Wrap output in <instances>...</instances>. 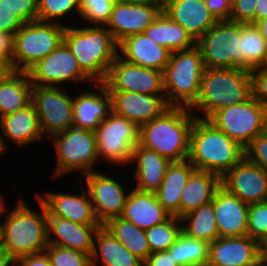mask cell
<instances>
[{
	"label": "cell",
	"mask_w": 267,
	"mask_h": 266,
	"mask_svg": "<svg viewBox=\"0 0 267 266\" xmlns=\"http://www.w3.org/2000/svg\"><path fill=\"white\" fill-rule=\"evenodd\" d=\"M143 266H179L173 253L169 250L155 252L148 256L143 262Z\"/></svg>",
	"instance_id": "obj_50"
},
{
	"label": "cell",
	"mask_w": 267,
	"mask_h": 266,
	"mask_svg": "<svg viewBox=\"0 0 267 266\" xmlns=\"http://www.w3.org/2000/svg\"><path fill=\"white\" fill-rule=\"evenodd\" d=\"M245 157V149L206 119L195 118L188 160L196 170L222 178Z\"/></svg>",
	"instance_id": "obj_4"
},
{
	"label": "cell",
	"mask_w": 267,
	"mask_h": 266,
	"mask_svg": "<svg viewBox=\"0 0 267 266\" xmlns=\"http://www.w3.org/2000/svg\"><path fill=\"white\" fill-rule=\"evenodd\" d=\"M254 25L259 30L260 34L266 39L267 41V17L257 20Z\"/></svg>",
	"instance_id": "obj_55"
},
{
	"label": "cell",
	"mask_w": 267,
	"mask_h": 266,
	"mask_svg": "<svg viewBox=\"0 0 267 266\" xmlns=\"http://www.w3.org/2000/svg\"><path fill=\"white\" fill-rule=\"evenodd\" d=\"M126 1L139 4L157 5L163 10L166 0H126Z\"/></svg>",
	"instance_id": "obj_56"
},
{
	"label": "cell",
	"mask_w": 267,
	"mask_h": 266,
	"mask_svg": "<svg viewBox=\"0 0 267 266\" xmlns=\"http://www.w3.org/2000/svg\"><path fill=\"white\" fill-rule=\"evenodd\" d=\"M14 35L0 31V60L12 70Z\"/></svg>",
	"instance_id": "obj_49"
},
{
	"label": "cell",
	"mask_w": 267,
	"mask_h": 266,
	"mask_svg": "<svg viewBox=\"0 0 267 266\" xmlns=\"http://www.w3.org/2000/svg\"><path fill=\"white\" fill-rule=\"evenodd\" d=\"M245 157L267 171V130L256 136L245 148Z\"/></svg>",
	"instance_id": "obj_44"
},
{
	"label": "cell",
	"mask_w": 267,
	"mask_h": 266,
	"mask_svg": "<svg viewBox=\"0 0 267 266\" xmlns=\"http://www.w3.org/2000/svg\"><path fill=\"white\" fill-rule=\"evenodd\" d=\"M208 121L245 149L266 131L267 108L252 96L244 103L216 111Z\"/></svg>",
	"instance_id": "obj_10"
},
{
	"label": "cell",
	"mask_w": 267,
	"mask_h": 266,
	"mask_svg": "<svg viewBox=\"0 0 267 266\" xmlns=\"http://www.w3.org/2000/svg\"><path fill=\"white\" fill-rule=\"evenodd\" d=\"M253 97L267 108V68L251 70Z\"/></svg>",
	"instance_id": "obj_46"
},
{
	"label": "cell",
	"mask_w": 267,
	"mask_h": 266,
	"mask_svg": "<svg viewBox=\"0 0 267 266\" xmlns=\"http://www.w3.org/2000/svg\"><path fill=\"white\" fill-rule=\"evenodd\" d=\"M45 252L51 266H91V257L77 250L48 244Z\"/></svg>",
	"instance_id": "obj_41"
},
{
	"label": "cell",
	"mask_w": 267,
	"mask_h": 266,
	"mask_svg": "<svg viewBox=\"0 0 267 266\" xmlns=\"http://www.w3.org/2000/svg\"><path fill=\"white\" fill-rule=\"evenodd\" d=\"M241 68L251 71L265 65L267 41L254 24L240 23Z\"/></svg>",
	"instance_id": "obj_36"
},
{
	"label": "cell",
	"mask_w": 267,
	"mask_h": 266,
	"mask_svg": "<svg viewBox=\"0 0 267 266\" xmlns=\"http://www.w3.org/2000/svg\"><path fill=\"white\" fill-rule=\"evenodd\" d=\"M45 206L47 216H58L82 225H100L87 189L80 193L50 191L34 194Z\"/></svg>",
	"instance_id": "obj_19"
},
{
	"label": "cell",
	"mask_w": 267,
	"mask_h": 266,
	"mask_svg": "<svg viewBox=\"0 0 267 266\" xmlns=\"http://www.w3.org/2000/svg\"><path fill=\"white\" fill-rule=\"evenodd\" d=\"M259 0H232L229 20L244 24L255 23L256 6Z\"/></svg>",
	"instance_id": "obj_45"
},
{
	"label": "cell",
	"mask_w": 267,
	"mask_h": 266,
	"mask_svg": "<svg viewBox=\"0 0 267 266\" xmlns=\"http://www.w3.org/2000/svg\"><path fill=\"white\" fill-rule=\"evenodd\" d=\"M66 26L33 21L24 23L14 34L12 71L27 72L47 57L64 38Z\"/></svg>",
	"instance_id": "obj_8"
},
{
	"label": "cell",
	"mask_w": 267,
	"mask_h": 266,
	"mask_svg": "<svg viewBox=\"0 0 267 266\" xmlns=\"http://www.w3.org/2000/svg\"><path fill=\"white\" fill-rule=\"evenodd\" d=\"M32 85L65 87L72 82L90 86L93 82L81 71L77 59L62 42L47 57L39 60L28 71Z\"/></svg>",
	"instance_id": "obj_13"
},
{
	"label": "cell",
	"mask_w": 267,
	"mask_h": 266,
	"mask_svg": "<svg viewBox=\"0 0 267 266\" xmlns=\"http://www.w3.org/2000/svg\"><path fill=\"white\" fill-rule=\"evenodd\" d=\"M134 164V165H133ZM171 161L161 156L155 150L145 148L139 143L135 146L129 165L133 169L132 174L136 180L132 187L136 190L148 193H156L165 177V173Z\"/></svg>",
	"instance_id": "obj_26"
},
{
	"label": "cell",
	"mask_w": 267,
	"mask_h": 266,
	"mask_svg": "<svg viewBox=\"0 0 267 266\" xmlns=\"http://www.w3.org/2000/svg\"><path fill=\"white\" fill-rule=\"evenodd\" d=\"M267 17V0H259L256 6L255 22Z\"/></svg>",
	"instance_id": "obj_53"
},
{
	"label": "cell",
	"mask_w": 267,
	"mask_h": 266,
	"mask_svg": "<svg viewBox=\"0 0 267 266\" xmlns=\"http://www.w3.org/2000/svg\"><path fill=\"white\" fill-rule=\"evenodd\" d=\"M38 201V212L22 197L7 210L0 221V248L14 261L18 258L44 252L48 246L47 215L44 204ZM41 210V211H39Z\"/></svg>",
	"instance_id": "obj_1"
},
{
	"label": "cell",
	"mask_w": 267,
	"mask_h": 266,
	"mask_svg": "<svg viewBox=\"0 0 267 266\" xmlns=\"http://www.w3.org/2000/svg\"><path fill=\"white\" fill-rule=\"evenodd\" d=\"M205 66L199 48L171 53L163 72L167 103L174 107L190 108L197 100Z\"/></svg>",
	"instance_id": "obj_6"
},
{
	"label": "cell",
	"mask_w": 267,
	"mask_h": 266,
	"mask_svg": "<svg viewBox=\"0 0 267 266\" xmlns=\"http://www.w3.org/2000/svg\"><path fill=\"white\" fill-rule=\"evenodd\" d=\"M56 165L52 179L64 175L78 173L81 176L97 171L99 165L97 155L96 133L92 130L70 127L59 134L52 135Z\"/></svg>",
	"instance_id": "obj_7"
},
{
	"label": "cell",
	"mask_w": 267,
	"mask_h": 266,
	"mask_svg": "<svg viewBox=\"0 0 267 266\" xmlns=\"http://www.w3.org/2000/svg\"><path fill=\"white\" fill-rule=\"evenodd\" d=\"M32 87L28 72L10 70L0 80V118L28 105Z\"/></svg>",
	"instance_id": "obj_32"
},
{
	"label": "cell",
	"mask_w": 267,
	"mask_h": 266,
	"mask_svg": "<svg viewBox=\"0 0 267 266\" xmlns=\"http://www.w3.org/2000/svg\"><path fill=\"white\" fill-rule=\"evenodd\" d=\"M91 86L90 90L73 94L74 128L95 131L111 112V96L106 86L103 83Z\"/></svg>",
	"instance_id": "obj_23"
},
{
	"label": "cell",
	"mask_w": 267,
	"mask_h": 266,
	"mask_svg": "<svg viewBox=\"0 0 267 266\" xmlns=\"http://www.w3.org/2000/svg\"><path fill=\"white\" fill-rule=\"evenodd\" d=\"M5 196H3L2 193H0V217H5L7 210L9 209V206H5L6 200L4 199ZM4 215V216H1Z\"/></svg>",
	"instance_id": "obj_57"
},
{
	"label": "cell",
	"mask_w": 267,
	"mask_h": 266,
	"mask_svg": "<svg viewBox=\"0 0 267 266\" xmlns=\"http://www.w3.org/2000/svg\"><path fill=\"white\" fill-rule=\"evenodd\" d=\"M15 266H51L50 259L46 252L25 255L15 261Z\"/></svg>",
	"instance_id": "obj_51"
},
{
	"label": "cell",
	"mask_w": 267,
	"mask_h": 266,
	"mask_svg": "<svg viewBox=\"0 0 267 266\" xmlns=\"http://www.w3.org/2000/svg\"><path fill=\"white\" fill-rule=\"evenodd\" d=\"M207 266H261L259 242L251 237H219L209 243Z\"/></svg>",
	"instance_id": "obj_21"
},
{
	"label": "cell",
	"mask_w": 267,
	"mask_h": 266,
	"mask_svg": "<svg viewBox=\"0 0 267 266\" xmlns=\"http://www.w3.org/2000/svg\"><path fill=\"white\" fill-rule=\"evenodd\" d=\"M103 84L108 91L165 95L163 72L131 64L119 55L111 64Z\"/></svg>",
	"instance_id": "obj_15"
},
{
	"label": "cell",
	"mask_w": 267,
	"mask_h": 266,
	"mask_svg": "<svg viewBox=\"0 0 267 266\" xmlns=\"http://www.w3.org/2000/svg\"><path fill=\"white\" fill-rule=\"evenodd\" d=\"M22 25L12 11L0 4V31L14 35Z\"/></svg>",
	"instance_id": "obj_47"
},
{
	"label": "cell",
	"mask_w": 267,
	"mask_h": 266,
	"mask_svg": "<svg viewBox=\"0 0 267 266\" xmlns=\"http://www.w3.org/2000/svg\"><path fill=\"white\" fill-rule=\"evenodd\" d=\"M247 222L249 237L260 242L267 236V201L249 205Z\"/></svg>",
	"instance_id": "obj_42"
},
{
	"label": "cell",
	"mask_w": 267,
	"mask_h": 266,
	"mask_svg": "<svg viewBox=\"0 0 267 266\" xmlns=\"http://www.w3.org/2000/svg\"><path fill=\"white\" fill-rule=\"evenodd\" d=\"M252 96L251 71L242 68H205L199 96L189 110L196 118L208 120L216 111L244 103Z\"/></svg>",
	"instance_id": "obj_3"
},
{
	"label": "cell",
	"mask_w": 267,
	"mask_h": 266,
	"mask_svg": "<svg viewBox=\"0 0 267 266\" xmlns=\"http://www.w3.org/2000/svg\"><path fill=\"white\" fill-rule=\"evenodd\" d=\"M63 87H32V102L39 117L40 128L45 137L59 134L74 127L73 96Z\"/></svg>",
	"instance_id": "obj_12"
},
{
	"label": "cell",
	"mask_w": 267,
	"mask_h": 266,
	"mask_svg": "<svg viewBox=\"0 0 267 266\" xmlns=\"http://www.w3.org/2000/svg\"><path fill=\"white\" fill-rule=\"evenodd\" d=\"M171 53L145 33L128 36L118 44V55L125 61L161 72H164Z\"/></svg>",
	"instance_id": "obj_27"
},
{
	"label": "cell",
	"mask_w": 267,
	"mask_h": 266,
	"mask_svg": "<svg viewBox=\"0 0 267 266\" xmlns=\"http://www.w3.org/2000/svg\"><path fill=\"white\" fill-rule=\"evenodd\" d=\"M221 186L248 205L267 201V171L246 157L221 178Z\"/></svg>",
	"instance_id": "obj_17"
},
{
	"label": "cell",
	"mask_w": 267,
	"mask_h": 266,
	"mask_svg": "<svg viewBox=\"0 0 267 266\" xmlns=\"http://www.w3.org/2000/svg\"><path fill=\"white\" fill-rule=\"evenodd\" d=\"M44 139L32 101L16 112L0 118V144L5 153L9 151L8 143L12 142L16 148L25 149L28 145L44 142Z\"/></svg>",
	"instance_id": "obj_18"
},
{
	"label": "cell",
	"mask_w": 267,
	"mask_h": 266,
	"mask_svg": "<svg viewBox=\"0 0 267 266\" xmlns=\"http://www.w3.org/2000/svg\"><path fill=\"white\" fill-rule=\"evenodd\" d=\"M116 0H80L82 24L105 26L109 21ZM83 19V20H82Z\"/></svg>",
	"instance_id": "obj_40"
},
{
	"label": "cell",
	"mask_w": 267,
	"mask_h": 266,
	"mask_svg": "<svg viewBox=\"0 0 267 266\" xmlns=\"http://www.w3.org/2000/svg\"><path fill=\"white\" fill-rule=\"evenodd\" d=\"M111 176V177H110ZM83 186L86 185L93 210L100 225H105L110 219L120 217L123 213L126 199L131 189L123 186L115 176L106 171H92L83 176Z\"/></svg>",
	"instance_id": "obj_14"
},
{
	"label": "cell",
	"mask_w": 267,
	"mask_h": 266,
	"mask_svg": "<svg viewBox=\"0 0 267 266\" xmlns=\"http://www.w3.org/2000/svg\"><path fill=\"white\" fill-rule=\"evenodd\" d=\"M195 170L189 160L171 162L165 177L155 193L161 206L171 215L180 218L181 192L190 174Z\"/></svg>",
	"instance_id": "obj_30"
},
{
	"label": "cell",
	"mask_w": 267,
	"mask_h": 266,
	"mask_svg": "<svg viewBox=\"0 0 267 266\" xmlns=\"http://www.w3.org/2000/svg\"><path fill=\"white\" fill-rule=\"evenodd\" d=\"M163 11L195 41L218 21L204 0H166Z\"/></svg>",
	"instance_id": "obj_25"
},
{
	"label": "cell",
	"mask_w": 267,
	"mask_h": 266,
	"mask_svg": "<svg viewBox=\"0 0 267 266\" xmlns=\"http://www.w3.org/2000/svg\"><path fill=\"white\" fill-rule=\"evenodd\" d=\"M208 10L217 20H229L232 0H204Z\"/></svg>",
	"instance_id": "obj_48"
},
{
	"label": "cell",
	"mask_w": 267,
	"mask_h": 266,
	"mask_svg": "<svg viewBox=\"0 0 267 266\" xmlns=\"http://www.w3.org/2000/svg\"><path fill=\"white\" fill-rule=\"evenodd\" d=\"M24 24L37 21V0H0Z\"/></svg>",
	"instance_id": "obj_43"
},
{
	"label": "cell",
	"mask_w": 267,
	"mask_h": 266,
	"mask_svg": "<svg viewBox=\"0 0 267 266\" xmlns=\"http://www.w3.org/2000/svg\"><path fill=\"white\" fill-rule=\"evenodd\" d=\"M171 215L161 206L154 193L131 188L120 217L147 230L163 223Z\"/></svg>",
	"instance_id": "obj_28"
},
{
	"label": "cell",
	"mask_w": 267,
	"mask_h": 266,
	"mask_svg": "<svg viewBox=\"0 0 267 266\" xmlns=\"http://www.w3.org/2000/svg\"><path fill=\"white\" fill-rule=\"evenodd\" d=\"M77 23L78 20L66 26L63 42L77 59L81 71L93 83H103L118 56V43L105 26Z\"/></svg>",
	"instance_id": "obj_2"
},
{
	"label": "cell",
	"mask_w": 267,
	"mask_h": 266,
	"mask_svg": "<svg viewBox=\"0 0 267 266\" xmlns=\"http://www.w3.org/2000/svg\"><path fill=\"white\" fill-rule=\"evenodd\" d=\"M100 226L82 225L58 216H47L48 243L77 250L91 257L95 234Z\"/></svg>",
	"instance_id": "obj_24"
},
{
	"label": "cell",
	"mask_w": 267,
	"mask_h": 266,
	"mask_svg": "<svg viewBox=\"0 0 267 266\" xmlns=\"http://www.w3.org/2000/svg\"><path fill=\"white\" fill-rule=\"evenodd\" d=\"M220 237L247 236L249 205L220 186L211 201Z\"/></svg>",
	"instance_id": "obj_22"
},
{
	"label": "cell",
	"mask_w": 267,
	"mask_h": 266,
	"mask_svg": "<svg viewBox=\"0 0 267 266\" xmlns=\"http://www.w3.org/2000/svg\"><path fill=\"white\" fill-rule=\"evenodd\" d=\"M195 118L189 108L171 106L161 116L140 126L139 144L171 162L187 160Z\"/></svg>",
	"instance_id": "obj_5"
},
{
	"label": "cell",
	"mask_w": 267,
	"mask_h": 266,
	"mask_svg": "<svg viewBox=\"0 0 267 266\" xmlns=\"http://www.w3.org/2000/svg\"><path fill=\"white\" fill-rule=\"evenodd\" d=\"M181 223L182 233L190 238L210 243L220 237L212 202L182 216Z\"/></svg>",
	"instance_id": "obj_35"
},
{
	"label": "cell",
	"mask_w": 267,
	"mask_h": 266,
	"mask_svg": "<svg viewBox=\"0 0 267 266\" xmlns=\"http://www.w3.org/2000/svg\"><path fill=\"white\" fill-rule=\"evenodd\" d=\"M150 252L169 250L182 234L181 218L170 216L163 223L145 230Z\"/></svg>",
	"instance_id": "obj_38"
},
{
	"label": "cell",
	"mask_w": 267,
	"mask_h": 266,
	"mask_svg": "<svg viewBox=\"0 0 267 266\" xmlns=\"http://www.w3.org/2000/svg\"><path fill=\"white\" fill-rule=\"evenodd\" d=\"M179 266H207L209 243L182 233L169 249Z\"/></svg>",
	"instance_id": "obj_37"
},
{
	"label": "cell",
	"mask_w": 267,
	"mask_h": 266,
	"mask_svg": "<svg viewBox=\"0 0 267 266\" xmlns=\"http://www.w3.org/2000/svg\"><path fill=\"white\" fill-rule=\"evenodd\" d=\"M111 96V111L139 127L161 116L171 106L165 95L141 94L124 91H108Z\"/></svg>",
	"instance_id": "obj_20"
},
{
	"label": "cell",
	"mask_w": 267,
	"mask_h": 266,
	"mask_svg": "<svg viewBox=\"0 0 267 266\" xmlns=\"http://www.w3.org/2000/svg\"><path fill=\"white\" fill-rule=\"evenodd\" d=\"M10 71V68L0 60V80Z\"/></svg>",
	"instance_id": "obj_58"
},
{
	"label": "cell",
	"mask_w": 267,
	"mask_h": 266,
	"mask_svg": "<svg viewBox=\"0 0 267 266\" xmlns=\"http://www.w3.org/2000/svg\"><path fill=\"white\" fill-rule=\"evenodd\" d=\"M205 68H241L240 23L218 20L196 41Z\"/></svg>",
	"instance_id": "obj_11"
},
{
	"label": "cell",
	"mask_w": 267,
	"mask_h": 266,
	"mask_svg": "<svg viewBox=\"0 0 267 266\" xmlns=\"http://www.w3.org/2000/svg\"><path fill=\"white\" fill-rule=\"evenodd\" d=\"M0 266H15V261L0 248Z\"/></svg>",
	"instance_id": "obj_54"
},
{
	"label": "cell",
	"mask_w": 267,
	"mask_h": 266,
	"mask_svg": "<svg viewBox=\"0 0 267 266\" xmlns=\"http://www.w3.org/2000/svg\"><path fill=\"white\" fill-rule=\"evenodd\" d=\"M162 11L157 5L116 0L105 27L119 44L128 36L144 33Z\"/></svg>",
	"instance_id": "obj_16"
},
{
	"label": "cell",
	"mask_w": 267,
	"mask_h": 266,
	"mask_svg": "<svg viewBox=\"0 0 267 266\" xmlns=\"http://www.w3.org/2000/svg\"><path fill=\"white\" fill-rule=\"evenodd\" d=\"M143 266V262L128 251L103 225L94 238L91 266Z\"/></svg>",
	"instance_id": "obj_31"
},
{
	"label": "cell",
	"mask_w": 267,
	"mask_h": 266,
	"mask_svg": "<svg viewBox=\"0 0 267 266\" xmlns=\"http://www.w3.org/2000/svg\"><path fill=\"white\" fill-rule=\"evenodd\" d=\"M112 235L133 255L144 262L151 254L145 230L134 223L116 217L110 219L105 225Z\"/></svg>",
	"instance_id": "obj_34"
},
{
	"label": "cell",
	"mask_w": 267,
	"mask_h": 266,
	"mask_svg": "<svg viewBox=\"0 0 267 266\" xmlns=\"http://www.w3.org/2000/svg\"><path fill=\"white\" fill-rule=\"evenodd\" d=\"M220 186L221 178L218 175L195 169L181 192L180 218L194 209L210 203Z\"/></svg>",
	"instance_id": "obj_29"
},
{
	"label": "cell",
	"mask_w": 267,
	"mask_h": 266,
	"mask_svg": "<svg viewBox=\"0 0 267 266\" xmlns=\"http://www.w3.org/2000/svg\"><path fill=\"white\" fill-rule=\"evenodd\" d=\"M259 260L261 266H267V236L259 242Z\"/></svg>",
	"instance_id": "obj_52"
},
{
	"label": "cell",
	"mask_w": 267,
	"mask_h": 266,
	"mask_svg": "<svg viewBox=\"0 0 267 266\" xmlns=\"http://www.w3.org/2000/svg\"><path fill=\"white\" fill-rule=\"evenodd\" d=\"M37 13L38 21L67 26L68 16L71 17L74 14L75 18L76 14V18H80V0H37ZM61 19L66 22L62 23Z\"/></svg>",
	"instance_id": "obj_39"
},
{
	"label": "cell",
	"mask_w": 267,
	"mask_h": 266,
	"mask_svg": "<svg viewBox=\"0 0 267 266\" xmlns=\"http://www.w3.org/2000/svg\"><path fill=\"white\" fill-rule=\"evenodd\" d=\"M95 133L98 160L110 166L128 167L125 165L131 162L133 149L139 143L140 127L111 111Z\"/></svg>",
	"instance_id": "obj_9"
},
{
	"label": "cell",
	"mask_w": 267,
	"mask_h": 266,
	"mask_svg": "<svg viewBox=\"0 0 267 266\" xmlns=\"http://www.w3.org/2000/svg\"><path fill=\"white\" fill-rule=\"evenodd\" d=\"M158 45L171 52L190 49L196 45V41L185 29L174 22L164 11L144 32Z\"/></svg>",
	"instance_id": "obj_33"
},
{
	"label": "cell",
	"mask_w": 267,
	"mask_h": 266,
	"mask_svg": "<svg viewBox=\"0 0 267 266\" xmlns=\"http://www.w3.org/2000/svg\"><path fill=\"white\" fill-rule=\"evenodd\" d=\"M264 68H267V55H266V60H265Z\"/></svg>",
	"instance_id": "obj_60"
},
{
	"label": "cell",
	"mask_w": 267,
	"mask_h": 266,
	"mask_svg": "<svg viewBox=\"0 0 267 266\" xmlns=\"http://www.w3.org/2000/svg\"><path fill=\"white\" fill-rule=\"evenodd\" d=\"M3 155H5V152L3 151L2 147H1V144H0V157Z\"/></svg>",
	"instance_id": "obj_59"
}]
</instances>
